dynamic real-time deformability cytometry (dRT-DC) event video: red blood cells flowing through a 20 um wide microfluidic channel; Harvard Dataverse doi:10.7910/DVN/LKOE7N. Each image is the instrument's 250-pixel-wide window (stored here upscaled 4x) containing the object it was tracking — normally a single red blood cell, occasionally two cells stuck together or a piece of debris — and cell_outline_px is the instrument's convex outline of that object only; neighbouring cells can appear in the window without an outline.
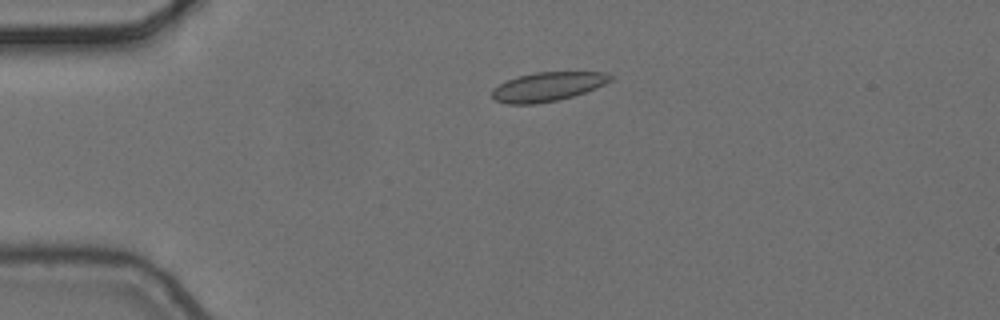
{"species": "common noctule bat (a hibernating species)", "species_latin": "Nyctalus noctula", "temperature_condition": "cold", "stored_images_in_passage": 2, "camera_frame_rate_fps": 3000, "um_per_image_px": 0.085, "animal": {"sex": "female", "body_mass_g": 24.6, "forearm_length_mm": 56.2}, "frame": {"image": 1, "passage_image": 1, "time_ms": 0.0, "image_size_px": [1000, 320], "cell_outline_px": [[616, 76], [612, 80], [596, 88], [560, 100], [536, 104], [508, 104], [496, 100], [492, 96], [492, 88], [508, 80], [520, 76], [536, 72], [608, 72]], "centroid_in_image_um": [46.6, 7.36], "position_along_channel_um": 38.4, "area_um2": 20.06}}